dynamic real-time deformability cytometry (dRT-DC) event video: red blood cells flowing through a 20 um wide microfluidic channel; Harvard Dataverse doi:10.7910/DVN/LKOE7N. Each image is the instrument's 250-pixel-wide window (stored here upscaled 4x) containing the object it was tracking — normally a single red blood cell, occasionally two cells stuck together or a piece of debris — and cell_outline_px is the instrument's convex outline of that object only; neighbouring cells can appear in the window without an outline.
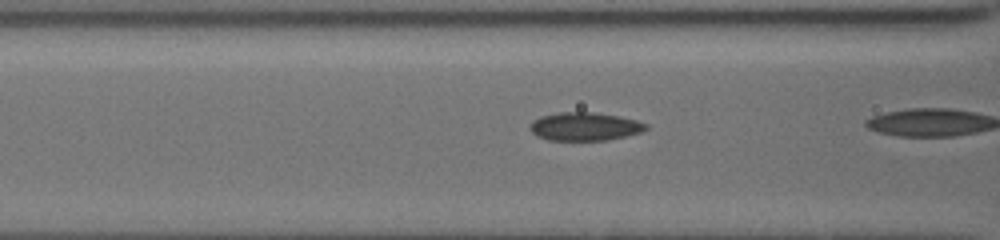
{"species": "common noctule bat (a hibernating species)", "species_latin": "Nyctalus noctula", "temperature_condition": "cold", "stored_images_in_passage": 31, "camera_frame_rate_fps": 3000, "um_per_image_px": 0.085, "animal": {"sex": "female", "body_mass_g": 19.5, "forearm_length_mm": 54.1}, "frame": {"image": 1, "passage_image": 13, "time_ms": 5.333, "image_size_px": [1000, 240], "cell_outline_px": [[648, 128], [640, 132], [608, 140], [548, 140], [536, 136], [532, 132], [532, 120], [540, 116], [560, 112], [592, 112], [620, 116], [636, 120], [648, 124]], "centroid_in_image_um": [49.71, 10.75], "position_along_channel_um": 116.9, "area_um2": 19.02}}